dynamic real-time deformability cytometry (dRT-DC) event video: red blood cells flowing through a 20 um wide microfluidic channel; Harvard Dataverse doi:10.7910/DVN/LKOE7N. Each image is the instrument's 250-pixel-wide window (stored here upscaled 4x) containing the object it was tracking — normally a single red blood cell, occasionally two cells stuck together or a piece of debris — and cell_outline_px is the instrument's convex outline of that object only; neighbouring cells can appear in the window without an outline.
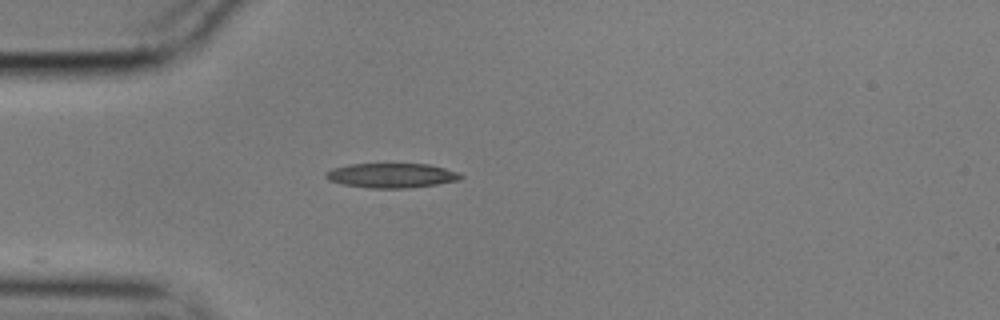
{"species": "common noctule bat (a hibernating species)", "species_latin": "Nyctalus noctula", "temperature_condition": "cold", "stored_images_in_passage": 7, "camera_frame_rate_fps": 3000, "um_per_image_px": 0.085, "animal": {"sex": "male", "body_mass_g": 17.9}, "frame": {"image": 1, "passage_image": 1, "time_ms": 0.0, "image_size_px": [1000, 320], "cell_outline_px": [[464, 176], [460, 180], [436, 184], [408, 188], [368, 188], [344, 184], [328, 180], [324, 176], [324, 172], [332, 168], [348, 164], [428, 164], [460, 172]], "centroid_in_image_um": [33.27, 14.91], "position_along_channel_um": 51.7, "area_um2": 19.42}}
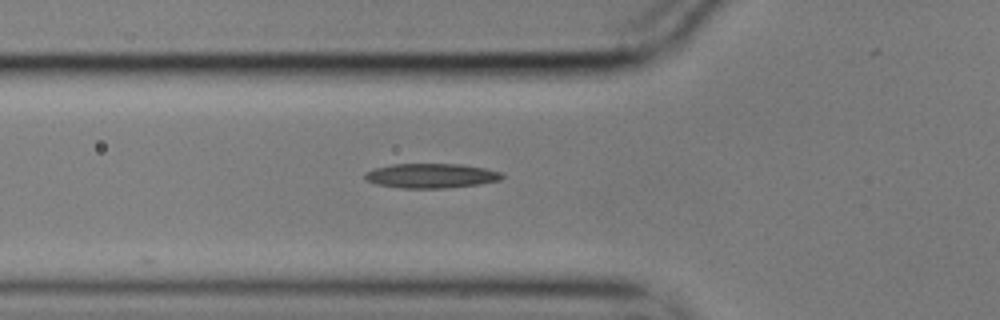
{"frame": {"image": 2, "passage_image": 5, "time_ms": 1.333, "image_size_px": [1000, 320], "cell_outline_px": [[504, 176], [500, 180], [480, 184], [444, 188], [400, 188], [376, 184], [368, 180], [364, 176], [364, 172], [376, 168], [392, 164], [460, 164], [484, 168], [500, 172]], "centroid_in_image_um": [36.64, 14.94], "position_along_channel_um": 89.2, "area_um2": 19.54}}